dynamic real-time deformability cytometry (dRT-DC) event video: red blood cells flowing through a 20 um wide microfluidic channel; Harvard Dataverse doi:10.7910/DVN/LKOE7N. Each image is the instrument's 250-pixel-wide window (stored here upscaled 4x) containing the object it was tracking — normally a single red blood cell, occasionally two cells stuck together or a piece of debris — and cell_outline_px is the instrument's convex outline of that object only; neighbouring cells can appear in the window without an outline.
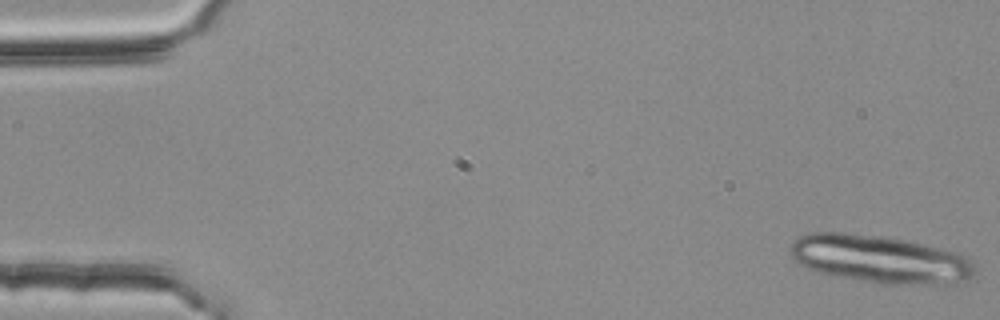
{"species": "common noctule bat (a hibernating species)", "species_latin": "Nyctalus noctula", "temperature_condition": "room temperature", "stored_images_in_passage": 16, "camera_frame_rate_fps": 3000, "um_per_image_px": 0.085, "animal": {"sex": "female", "body_mass_g": 25.1}, "frame": {"image": 1, "passage_image": 1, "time_ms": 0.0, "image_size_px": [1000, 320], "cell_outline_px": [[976, 272], [968, 280], [956, 284], [876, 284], [836, 276], [804, 268], [792, 260], [792, 244], [800, 236], [808, 232], [848, 232], [880, 236], [908, 240], [952, 252], [972, 260], [976, 264]], "centroid_in_image_um": [74.8, 22.04], "position_along_channel_um": 10.2, "area_um2": 51.79}}